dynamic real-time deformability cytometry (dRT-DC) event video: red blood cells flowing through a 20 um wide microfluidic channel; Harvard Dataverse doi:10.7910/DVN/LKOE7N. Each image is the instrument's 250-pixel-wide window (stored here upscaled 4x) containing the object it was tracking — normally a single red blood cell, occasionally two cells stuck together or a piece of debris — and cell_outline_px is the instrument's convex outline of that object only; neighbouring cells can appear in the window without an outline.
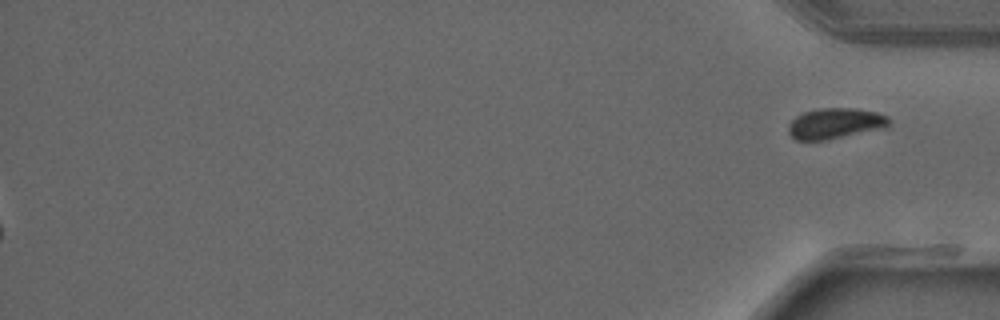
{"species": "common noctule bat (a hibernating species)", "species_latin": "Nyctalus noctula", "temperature_condition": "warm", "stored_images_in_passage": 39, "segment_of_instrument_passage": [2, 2], "camera_frame_rate_fps": 3000, "um_per_image_px": 0.085, "animal": {"sex": "male", "forearm_length_mm": 52.5}, "frame": {"image": 1, "passage_image": 39, "time_ms": 12.667, "image_size_px": [1000, 320], "cell_outline_px": [[892, 124], [884, 128], [828, 140], [796, 140], [788, 132], [788, 124], [796, 116], [804, 112], [820, 108], [856, 108], [876, 112], [888, 116], [892, 120]], "centroid_in_image_um": [71.03, 10.49], "position_along_channel_um": 364.2, "area_um2": 18.21}}